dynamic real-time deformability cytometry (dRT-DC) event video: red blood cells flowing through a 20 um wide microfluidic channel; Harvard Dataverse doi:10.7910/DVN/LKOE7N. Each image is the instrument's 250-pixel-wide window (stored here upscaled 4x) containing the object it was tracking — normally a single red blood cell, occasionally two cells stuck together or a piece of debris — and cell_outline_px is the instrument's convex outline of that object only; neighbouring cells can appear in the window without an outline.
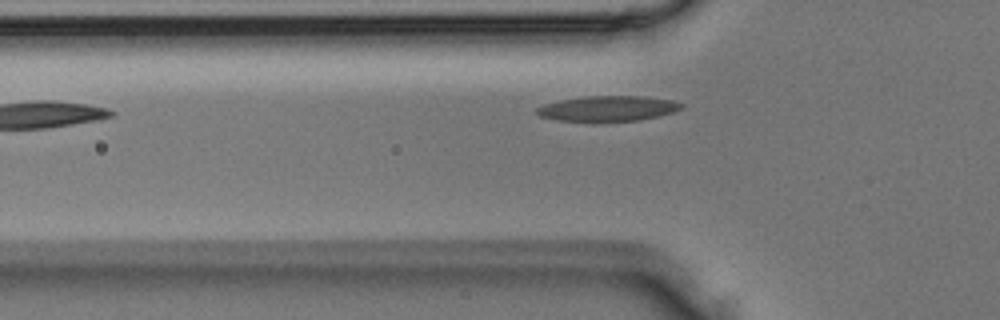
{"species": "Egyptian fruit bat (a non-hibernating species)", "species_latin": "Rousettus aegyptiacus", "temperature_condition": "room temperature", "stored_images_in_passage": 2, "camera_frame_rate_fps": 3000, "um_per_image_px": 0.085, "animal": {"sex": "male"}, "frame": {"image": 1, "passage_image": 2, "time_ms": 0.333, "image_size_px": [1000, 320], "cell_outline_px": [[684, 108], [676, 112], [660, 116], [640, 120], [596, 124], [592, 124], [556, 120], [540, 116], [536, 112], [536, 108], [544, 104], [560, 100], [584, 96], [644, 96], [676, 100], [684, 104]], "centroid_in_image_um": [51.71, 9.26], "position_along_channel_um": 74.1, "area_um2": 22.54}}